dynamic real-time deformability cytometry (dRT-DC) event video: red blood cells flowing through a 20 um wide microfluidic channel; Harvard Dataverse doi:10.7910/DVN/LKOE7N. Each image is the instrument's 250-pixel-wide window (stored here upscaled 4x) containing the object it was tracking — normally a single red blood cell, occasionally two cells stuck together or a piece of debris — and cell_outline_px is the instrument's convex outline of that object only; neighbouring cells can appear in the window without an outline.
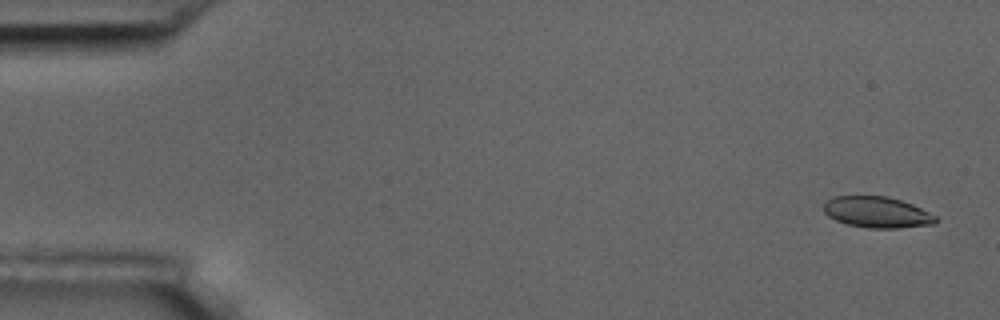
{"species": "common noctule bat (a hibernating species)", "species_latin": "Nyctalus noctula", "temperature_condition": "room temperature", "stored_images_in_passage": 5, "camera_frame_rate_fps": 3000, "um_per_image_px": 0.085, "animal": {"sex": "male", "body_mass_g": 17.5, "forearm_length_mm": 52.3}, "frame": {"image": 1, "passage_image": 1, "time_ms": 0.0, "image_size_px": [1000, 320], "cell_outline_px": [[940, 220], [936, 224], [900, 228], [868, 228], [848, 224], [836, 220], [828, 216], [824, 212], [824, 204], [832, 196], [888, 196], [912, 204], [936, 216]], "centroid_in_image_um": [74.57, 18.04], "position_along_channel_um": 10.4, "area_um2": 20.35}}
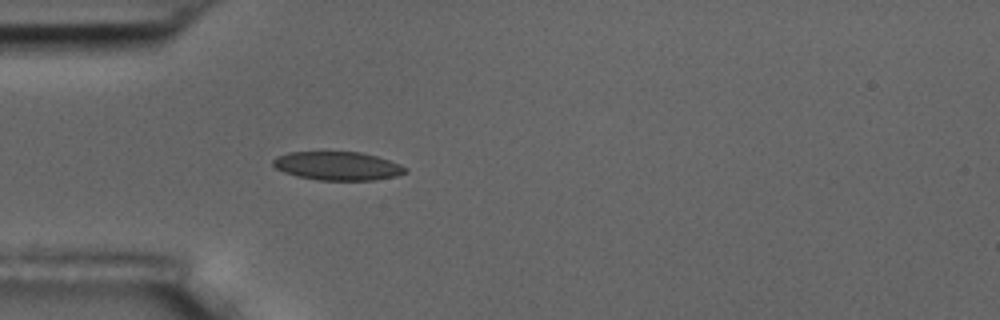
{"frame": {"image": 2, "passage_image": 5, "time_ms": 4.667, "image_size_px": [1000, 320], "cell_outline_px": [[408, 172], [396, 176], [372, 180], [320, 180], [296, 176], [284, 172], [276, 168], [272, 164], [272, 160], [276, 156], [288, 152], [360, 152], [376, 156], [400, 164], [408, 168]], "centroid_in_image_um": [28.69, 14.1], "position_along_channel_um": 56.3, "area_um2": 22.02}}